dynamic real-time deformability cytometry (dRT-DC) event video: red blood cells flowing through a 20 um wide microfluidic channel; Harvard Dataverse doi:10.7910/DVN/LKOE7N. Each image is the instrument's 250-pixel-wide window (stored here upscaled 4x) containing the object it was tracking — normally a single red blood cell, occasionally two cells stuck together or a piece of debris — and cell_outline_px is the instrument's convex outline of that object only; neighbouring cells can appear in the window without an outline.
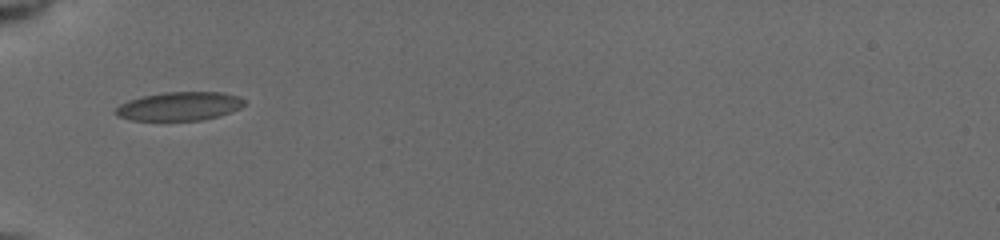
{"species": "common noctule bat (a hibernating species)", "species_latin": "Nyctalus noctula", "temperature_condition": "cold", "stored_images_in_passage": 11, "camera_frame_rate_fps": 3000, "um_per_image_px": 0.085, "animal": {"sex": "female", "body_mass_g": 19.5, "forearm_length_mm": 54.1}, "frame": {"image": 1, "passage_image": 1, "time_ms": 0.0, "image_size_px": [1000, 240], "cell_outline_px": [[244, 104], [240, 108], [232, 112], [220, 116], [200, 120], [128, 120], [116, 116], [112, 112], [120, 104], [128, 100], [144, 96], [164, 92], [224, 92], [240, 96], [244, 100]], "centroid_in_image_um": [15.24, 9.03], "position_along_channel_um": 69.8, "area_um2": 21.68}}
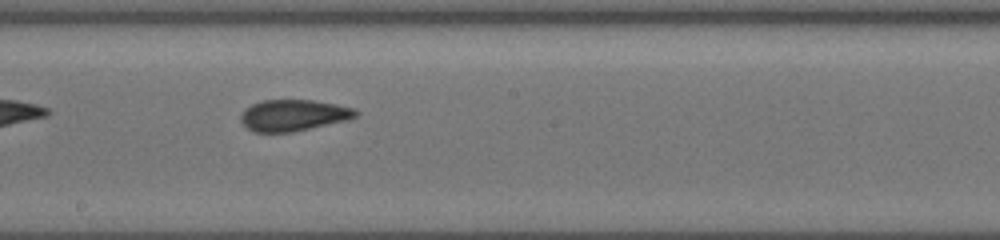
{"frame": {"image": 2, "passage_image": 10, "time_ms": 4.0, "image_size_px": [1000, 240], "cell_outline_px": [[360, 112], [356, 116], [348, 120], [292, 132], [252, 132], [240, 120], [240, 116], [244, 108], [252, 104], [264, 100], [312, 100], [336, 104], [356, 108]], "centroid_in_image_um": [24.95, 9.79], "position_along_channel_um": 223.2, "area_um2": 21.1}}
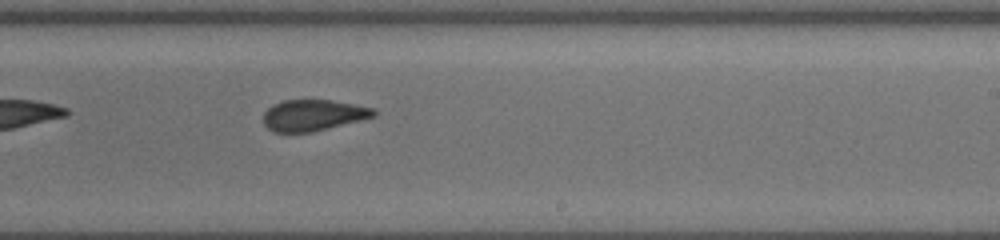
{"frame": {"image": 3, "passage_image": 11, "time_ms": 5.0, "image_size_px": [1000, 240], "cell_outline_px": [[376, 116], [312, 132], [272, 132], [264, 124], [264, 112], [272, 104], [284, 100], [332, 100], [372, 108], [376, 112]], "centroid_in_image_um": [26.58, 9.79], "position_along_channel_um": 262.4, "area_um2": 19.88}}